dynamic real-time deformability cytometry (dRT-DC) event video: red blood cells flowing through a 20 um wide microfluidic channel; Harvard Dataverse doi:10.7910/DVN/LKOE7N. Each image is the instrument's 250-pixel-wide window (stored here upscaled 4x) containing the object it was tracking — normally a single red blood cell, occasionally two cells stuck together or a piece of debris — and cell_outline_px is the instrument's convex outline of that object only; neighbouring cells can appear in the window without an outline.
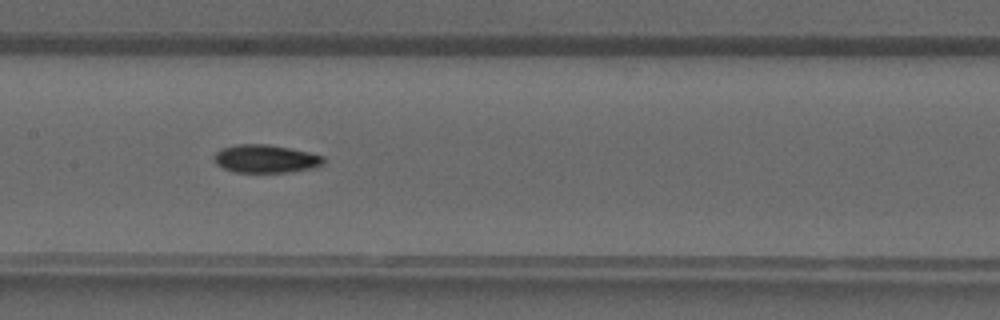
{"species": "common noctule bat (a hibernating species)", "species_latin": "Nyctalus noctula", "temperature_condition": "warm", "stored_images_in_passage": 41, "camera_frame_rate_fps": 3000, "um_per_image_px": 0.085, "animal": {"sex": "male", "forearm_length_mm": 52.5}, "frame": {"image": 1, "passage_image": 20, "time_ms": 6.333, "image_size_px": [1000, 320], "cell_outline_px": [[324, 164], [312, 168], [288, 172], [236, 172], [224, 168], [216, 164], [212, 156], [216, 152], [224, 148], [236, 144], [268, 144], [308, 152], [324, 156]], "centroid_in_image_um": [22.57, 13.49], "position_along_channel_um": 184.8, "area_um2": 17.8}}
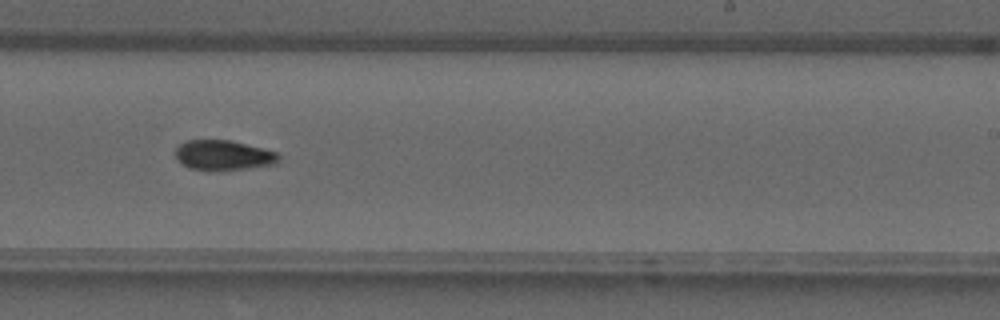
{"frame": {"image": 2, "passage_image": 25, "time_ms": 8.0, "image_size_px": [1000, 320], "cell_outline_px": [[280, 160], [276, 164], [248, 168], [216, 172], [188, 168], [180, 164], [176, 156], [176, 148], [180, 144], [188, 140], [228, 140], [276, 152], [280, 156]], "centroid_in_image_um": [18.96, 13.23], "position_along_channel_um": 270.0, "area_um2": 18.21}}
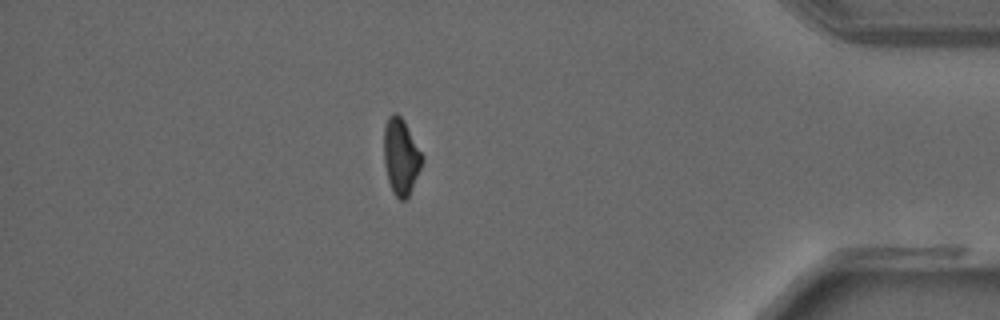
{"frame": {"image": 3, "passage_image": 35, "time_ms": 11.333, "image_size_px": [1000, 320], "cell_outline_px": [[424, 160], [408, 196], [404, 200], [400, 200], [392, 192], [388, 180], [384, 164], [384, 128], [388, 116], [392, 112], [396, 112], [404, 120], [424, 156]], "centroid_in_image_um": [34.08, 13.28], "position_along_channel_um": 401.1, "area_um2": 17.05}}